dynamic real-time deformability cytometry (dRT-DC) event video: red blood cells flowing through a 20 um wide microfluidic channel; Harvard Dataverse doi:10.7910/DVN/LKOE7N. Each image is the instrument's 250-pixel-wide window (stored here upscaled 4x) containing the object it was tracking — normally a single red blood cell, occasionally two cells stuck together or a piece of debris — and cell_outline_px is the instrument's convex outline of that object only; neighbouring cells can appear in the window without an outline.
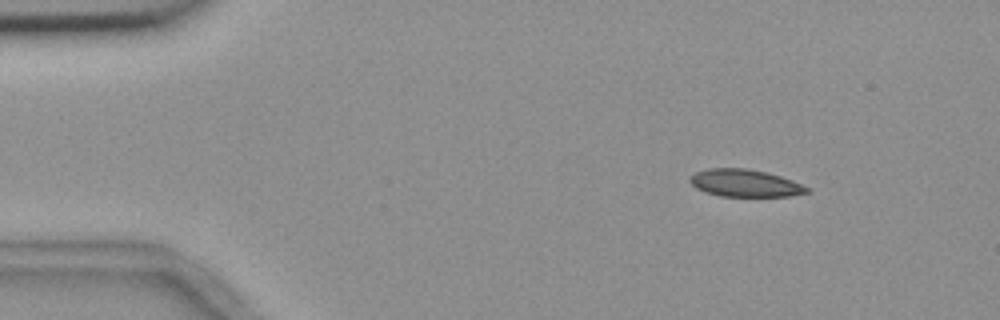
{"species": "common noctule bat (a hibernating species)", "species_latin": "Nyctalus noctula", "temperature_condition": "room temperature", "stored_images_in_passage": 10, "camera_frame_rate_fps": 3000, "um_per_image_px": 0.085, "animal": {"sex": "female", "body_mass_g": 18.4}, "frame": {"image": 1, "passage_image": 2, "time_ms": 1.333, "image_size_px": [1000, 320], "cell_outline_px": [[812, 192], [788, 196], [720, 196], [704, 192], [696, 188], [688, 180], [696, 172], [708, 168], [748, 168], [780, 176], [792, 180], [808, 188]], "centroid_in_image_um": [63.31, 15.57], "position_along_channel_um": 21.7, "area_um2": 18.55}}
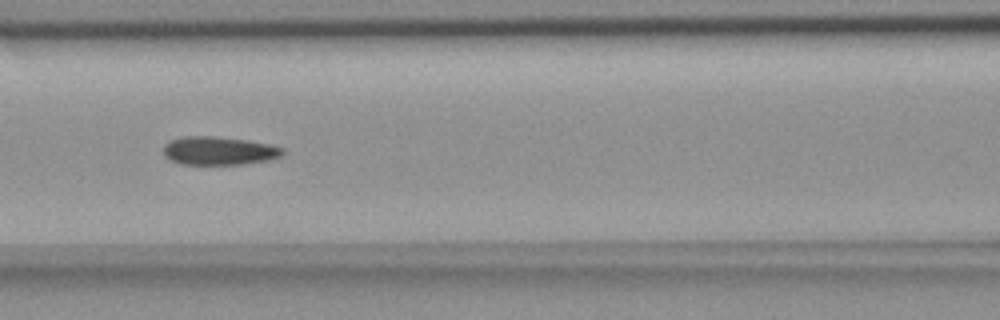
{"frame": {"image": 2, "passage_image": 7, "time_ms": 7.0, "image_size_px": [1000, 320], "cell_outline_px": [[284, 152], [280, 156], [272, 160], [244, 164], [180, 164], [164, 156], [164, 144], [168, 140], [184, 136], [216, 136], [248, 140], [268, 144], [284, 148]], "centroid_in_image_um": [18.61, 12.81], "position_along_channel_um": 148.0, "area_um2": 19.88}}
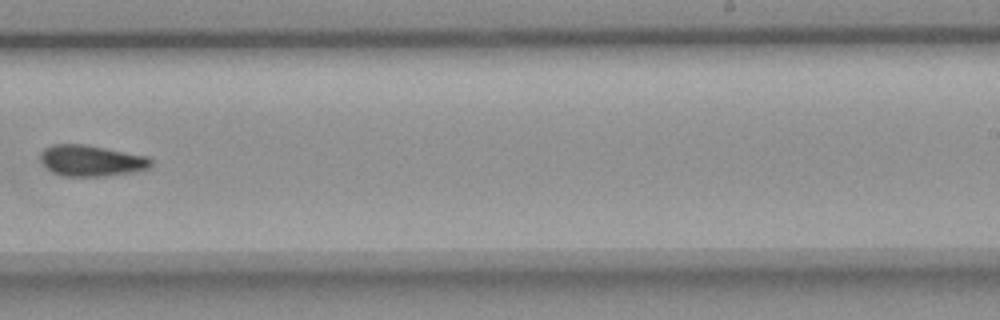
{"frame": {"image": 3, "passage_image": 10, "time_ms": 10.667, "image_size_px": [1000, 320], "cell_outline_px": [[152, 164], [148, 168], [132, 172], [100, 176], [64, 176], [52, 172], [40, 160], [40, 156], [44, 148], [52, 144], [84, 144], [148, 156], [152, 160]], "centroid_in_image_um": [7.75, 13.65], "position_along_channel_um": 281.2, "area_um2": 19.88}}